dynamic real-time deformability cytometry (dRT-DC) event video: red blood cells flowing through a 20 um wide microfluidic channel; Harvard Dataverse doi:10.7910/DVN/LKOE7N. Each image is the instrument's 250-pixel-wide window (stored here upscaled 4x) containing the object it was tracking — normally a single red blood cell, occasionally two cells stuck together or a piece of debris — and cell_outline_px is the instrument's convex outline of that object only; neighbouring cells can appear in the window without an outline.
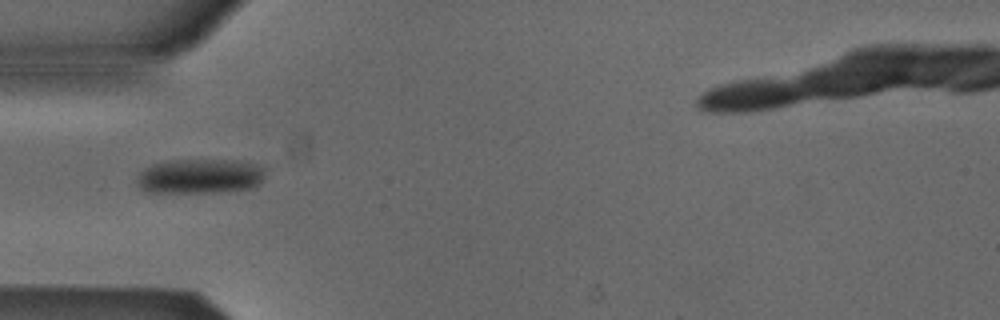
{"species": "Egyptian fruit bat (a non-hibernating species)", "species_latin": "Rousettus aegyptiacus", "temperature_condition": "cold", "stored_images_in_passage": 44, "camera_frame_rate_fps": 3000, "um_per_image_px": 0.085, "animal": {"sex": "male"}, "frame": {"image": 1, "passage_image": 11, "time_ms": 3.333, "image_size_px": [1000, 320], "cell_outline_px": [[264, 176], [260, 184], [252, 188], [220, 192], [144, 192], [136, 184], [136, 180], [140, 172], [144, 168], [152, 164], [168, 160], [224, 160], [252, 164], [264, 168]], "centroid_in_image_um": [16.93, 14.99], "position_along_channel_um": 68.1, "area_um2": 25.95}}
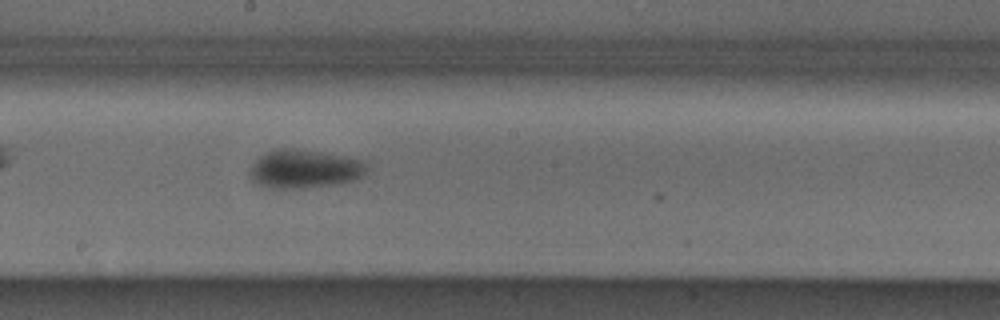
{"frame": {"image": 2, "passage_image": 23, "time_ms": 7.333, "image_size_px": [1000, 320], "cell_outline_px": [[364, 172], [360, 176], [352, 180], [336, 184], [304, 188], [268, 188], [256, 184], [252, 180], [248, 172], [252, 164], [264, 152], [276, 148], [292, 148], [320, 152], [360, 160], [364, 164]], "centroid_in_image_um": [25.75, 14.36], "position_along_channel_um": 222.5, "area_um2": 25.95}}
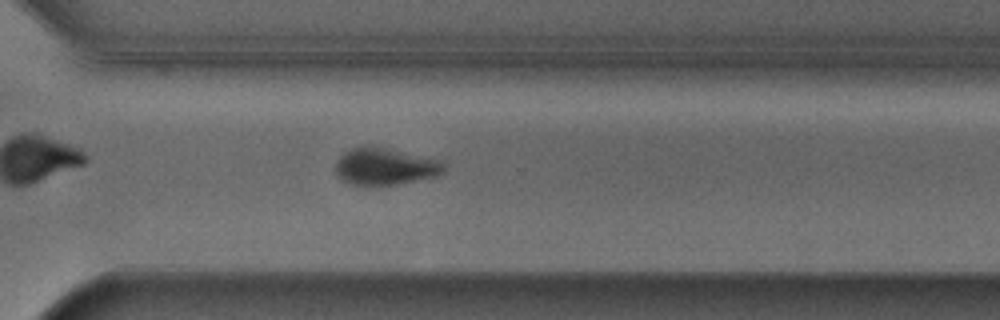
{"frame": {"image": 3, "passage_image": 32, "time_ms": 10.333, "image_size_px": [1000, 320], "cell_outline_px": [[444, 172], [436, 176], [396, 184], [352, 184], [344, 180], [336, 172], [336, 164], [340, 156], [344, 152], [352, 148], [364, 144], [372, 144], [440, 160], [444, 164]], "centroid_in_image_um": [32.73, 14.1], "position_along_channel_um": 337.9, "area_um2": 23.18}}